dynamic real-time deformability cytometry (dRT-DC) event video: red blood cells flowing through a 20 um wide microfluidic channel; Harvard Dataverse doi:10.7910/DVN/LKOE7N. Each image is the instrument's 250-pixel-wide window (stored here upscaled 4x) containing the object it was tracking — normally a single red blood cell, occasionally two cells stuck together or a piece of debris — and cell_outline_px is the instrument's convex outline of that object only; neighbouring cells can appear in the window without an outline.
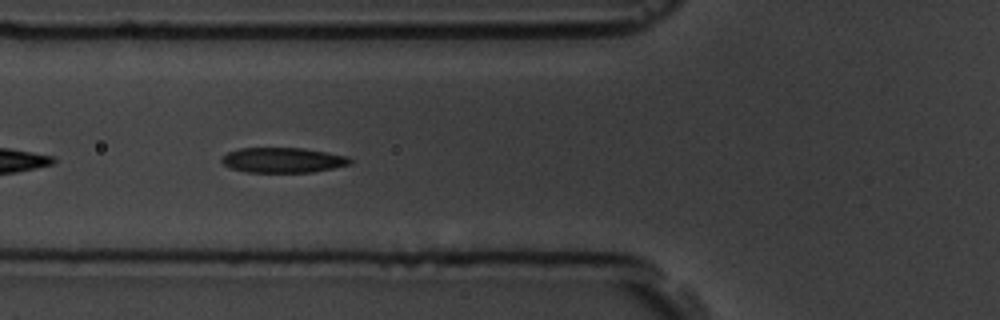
{"species": "common noctule bat (a hibernating species)", "species_latin": "Nyctalus noctula", "temperature_condition": "room temperature", "stored_images_in_passage": 9, "camera_frame_rate_fps": 3000, "um_per_image_px": 0.085, "animal": {"sex": "male", "body_mass_g": 19.5, "forearm_length_mm": 54.6}, "frame": {"image": 1, "passage_image": 6, "time_ms": 6.667, "image_size_px": [1000, 320], "cell_outline_px": [[352, 164], [312, 172], [244, 172], [228, 168], [220, 160], [228, 152], [240, 148], [304, 148], [348, 156], [352, 160]], "centroid_in_image_um": [24.04, 13.61], "position_along_channel_um": 101.8, "area_um2": 18.84}}
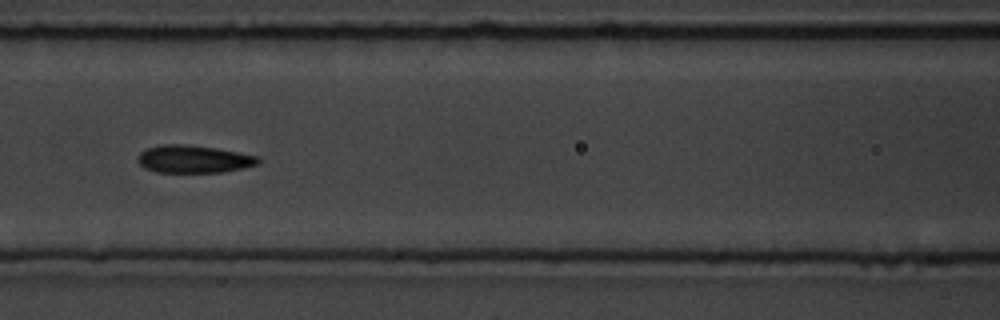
{"frame": {"image": 2, "passage_image": 7, "time_ms": 8.0, "image_size_px": [1000, 320], "cell_outline_px": [[260, 160], [256, 164], [244, 168], [224, 172], [156, 172], [144, 168], [136, 160], [136, 156], [140, 152], [148, 148], [164, 144], [184, 144], [216, 148], [260, 156]], "centroid_in_image_um": [16.45, 13.52], "position_along_channel_um": 150.2, "area_um2": 19.48}}
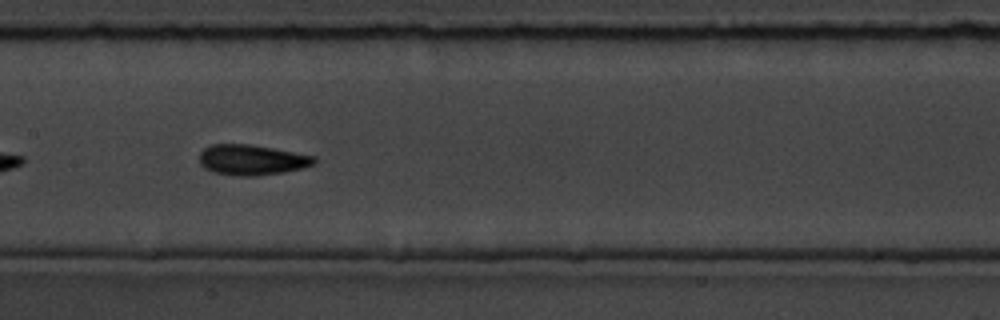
{"frame": {"image": 3, "passage_image": 8, "time_ms": 9.0, "image_size_px": [1000, 320], "cell_outline_px": [[316, 164], [304, 168], [284, 172], [256, 176], [240, 176], [212, 172], [204, 168], [200, 164], [200, 152], [204, 148], [212, 144], [252, 144], [316, 156]], "centroid_in_image_um": [21.43, 13.59], "position_along_channel_um": 186.0, "area_um2": 20.58}}